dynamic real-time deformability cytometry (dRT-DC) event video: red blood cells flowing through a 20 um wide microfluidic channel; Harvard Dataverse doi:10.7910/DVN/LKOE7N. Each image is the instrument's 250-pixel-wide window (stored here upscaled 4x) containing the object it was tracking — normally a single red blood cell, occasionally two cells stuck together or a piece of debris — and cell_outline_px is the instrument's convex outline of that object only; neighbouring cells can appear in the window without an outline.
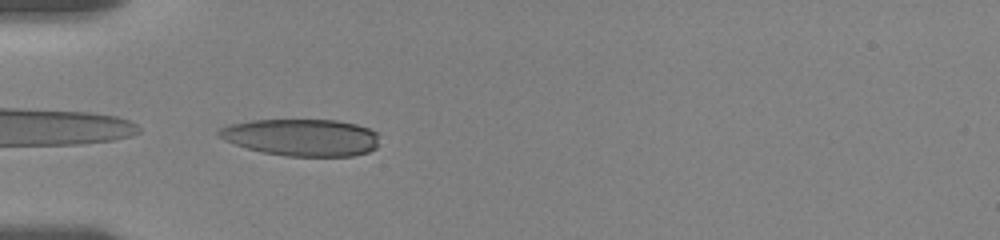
{"species": "human", "species_latin": "Homo sapiens", "temperature_condition": "room temperature", "stored_images_in_passage": 10, "camera_frame_rate_fps": 3000, "um_per_image_px": 0.085, "donor": {"sex": "female"}, "frame": {"image": 1, "passage_image": 9, "time_ms": 5.667, "image_size_px": [1000, 240], "cell_outline_px": [[380, 144], [376, 148], [368, 152], [352, 156], [288, 156], [260, 152], [224, 140], [216, 132], [220, 128], [228, 124], [252, 120], [336, 120], [356, 124], [368, 128], [376, 132]], "centroid_in_image_um": [25.65, 11.68], "position_along_channel_um": 59.4, "area_um2": 34.74}}